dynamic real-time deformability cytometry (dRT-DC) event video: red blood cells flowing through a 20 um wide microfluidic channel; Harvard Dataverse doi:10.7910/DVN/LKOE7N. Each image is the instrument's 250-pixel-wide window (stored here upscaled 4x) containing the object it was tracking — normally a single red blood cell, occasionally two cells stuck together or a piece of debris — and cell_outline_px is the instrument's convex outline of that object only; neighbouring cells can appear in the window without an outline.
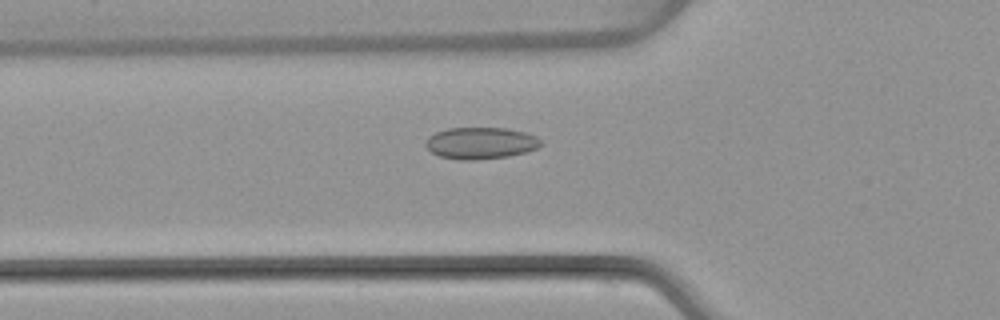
{"species": "common noctule bat (a hibernating species)", "species_latin": "Nyctalus noctula", "temperature_condition": "warm", "stored_images_in_passage": 51, "camera_frame_rate_fps": 3000, "um_per_image_px": 0.085, "animal": {"sex": "female", "body_mass_g": 22.7, "forearm_length_mm": 54.2}, "frame": {"image": 1, "passage_image": 18, "time_ms": 5.667, "image_size_px": [1000, 320], "cell_outline_px": [[544, 144], [536, 148], [524, 152], [508, 156], [476, 160], [460, 160], [440, 156], [432, 152], [424, 144], [428, 136], [436, 132], [448, 128], [508, 128], [524, 132], [536, 136]], "centroid_in_image_um": [40.85, 12.16], "position_along_channel_um": 85.0, "area_um2": 21.27}}
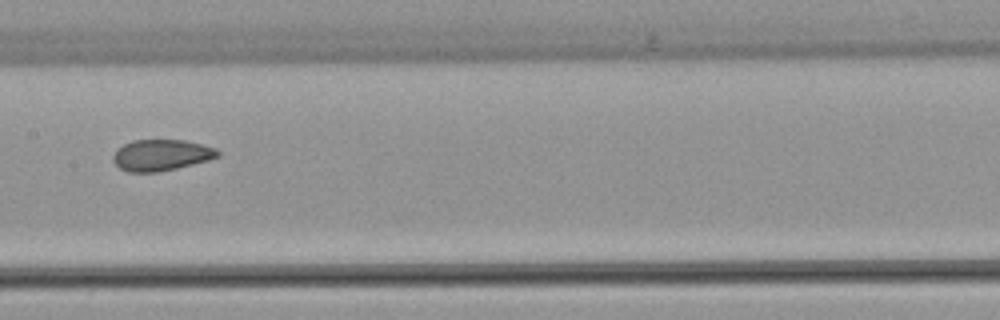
{"frame": {"image": 2, "passage_image": 26, "time_ms": 8.333, "image_size_px": [1000, 320], "cell_outline_px": [[220, 156], [208, 160], [160, 172], [128, 172], [120, 168], [112, 160], [112, 156], [116, 148], [132, 140], [184, 140], [216, 148], [220, 152]], "centroid_in_image_um": [13.68, 13.18], "position_along_channel_um": 193.7, "area_um2": 19.07}}
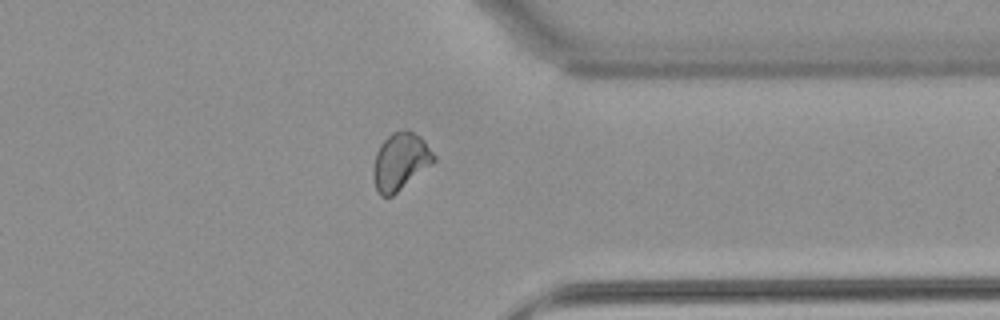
{"frame": {"image": 3, "passage_image": 40, "time_ms": 13.0, "image_size_px": [1000, 320], "cell_outline_px": [[436, 160], [432, 164], [392, 196], [380, 196], [376, 188], [372, 176], [372, 168], [376, 152], [380, 144], [392, 132], [400, 128], [408, 128], [420, 136], [424, 140], [436, 156]], "centroid_in_image_um": [34.02, 13.68], "position_along_channel_um": 377.4, "area_um2": 20.46}, "authors_computed_cell_mechanics": {"area_um2": 20.4612, "velocity_mm_per_s": 4.0555, "shape_relaxation_time_tau1_ms": null, "shape_relaxation_time_tau2_ms": 1.3735, "deformation_change_tau1": null, "deformation_change_tau2": 0.0649}}